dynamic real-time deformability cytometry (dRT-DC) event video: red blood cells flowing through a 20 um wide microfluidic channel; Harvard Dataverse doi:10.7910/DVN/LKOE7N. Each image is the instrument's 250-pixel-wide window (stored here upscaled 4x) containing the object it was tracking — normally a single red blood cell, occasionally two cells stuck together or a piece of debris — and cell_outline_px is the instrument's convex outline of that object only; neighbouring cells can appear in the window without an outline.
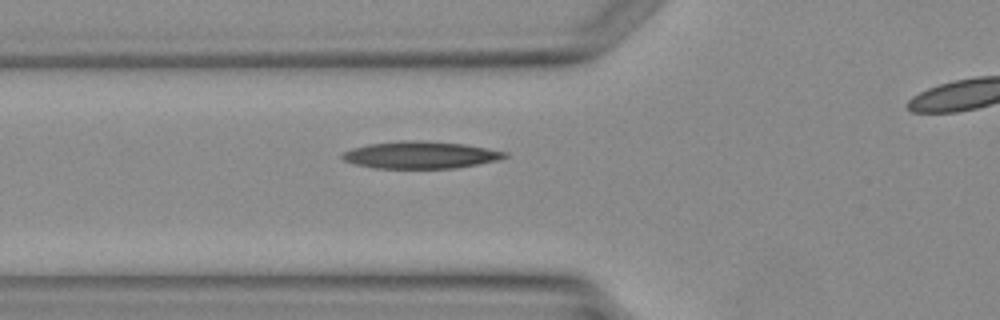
{"species": "Egyptian fruit bat (a non-hibernating species)", "species_latin": "Rousettus aegyptiacus", "temperature_condition": "warm", "stored_images_in_passage": 3, "segment_of_instrument_passage": [1, 2], "camera_frame_rate_fps": 3000, "um_per_image_px": 0.085, "animal": {"sex": "female"}, "frame": {"image": 1, "passage_image": 2, "time_ms": 1.333, "image_size_px": [1000, 320], "cell_outline_px": [[508, 156], [496, 160], [456, 168], [376, 168], [352, 164], [344, 160], [340, 156], [344, 152], [352, 148], [368, 144], [400, 140], [416, 140], [464, 144], [508, 152]], "centroid_in_image_um": [35.7, 13.17], "position_along_channel_um": 90.1, "area_um2": 25.61}}